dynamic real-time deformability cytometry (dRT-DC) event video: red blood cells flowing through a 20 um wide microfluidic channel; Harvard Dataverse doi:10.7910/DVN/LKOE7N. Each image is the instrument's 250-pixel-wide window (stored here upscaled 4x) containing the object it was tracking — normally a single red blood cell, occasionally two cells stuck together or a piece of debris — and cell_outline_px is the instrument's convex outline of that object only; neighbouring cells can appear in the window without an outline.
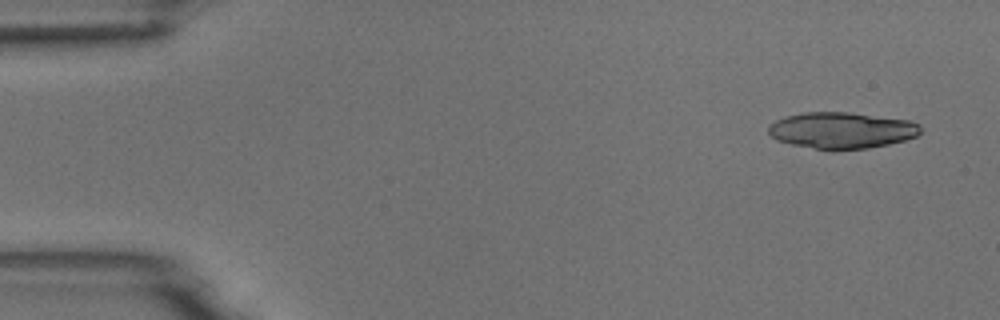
{"species": "common noctule bat (a hibernating species)", "species_latin": "Nyctalus noctula", "temperature_condition": "room temperature", "stored_images_in_passage": 4, "camera_frame_rate_fps": 3000, "um_per_image_px": 0.085, "animal": {"sex": "male", "body_mass_g": 18.8}, "frame": {"image": 1, "passage_image": 1, "time_ms": 0.0, "image_size_px": [1000, 320], "cell_outline_px": [[920, 132], [916, 136], [904, 140], [888, 144], [868, 148], [816, 148], [792, 144], [776, 140], [768, 132], [768, 124], [784, 116], [804, 112], [848, 112], [912, 120], [920, 124]], "centroid_in_image_um": [71.54, 11.05], "position_along_channel_um": 13.5, "area_um2": 31.91}}